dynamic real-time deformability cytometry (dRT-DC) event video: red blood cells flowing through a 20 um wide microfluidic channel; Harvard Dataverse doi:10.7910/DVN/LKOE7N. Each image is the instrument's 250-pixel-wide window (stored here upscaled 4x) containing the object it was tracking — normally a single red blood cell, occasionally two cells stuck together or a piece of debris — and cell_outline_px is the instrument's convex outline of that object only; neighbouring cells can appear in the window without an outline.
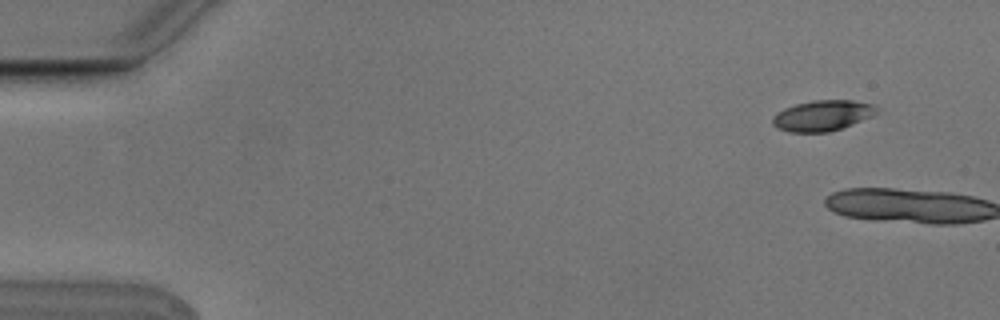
{"species": "Egyptian fruit bat (a non-hibernating species)", "species_latin": "Rousettus aegyptiacus", "temperature_condition": "cold", "stored_images_in_passage": 6, "camera_frame_rate_fps": 3000, "um_per_image_px": 0.085, "animal": {"sex": "male"}, "frame": {"image": 1, "passage_image": 1, "time_ms": 0.0, "image_size_px": [1000, 320], "cell_outline_px": [[880, 112], [872, 116], [852, 124], [828, 132], [788, 132], [772, 124], [772, 116], [776, 112], [784, 108], [796, 104], [812, 100], [852, 100], [872, 104], [880, 108]], "centroid_in_image_um": [69.92, 9.81], "position_along_channel_um": 15.1, "area_um2": 18.67}}